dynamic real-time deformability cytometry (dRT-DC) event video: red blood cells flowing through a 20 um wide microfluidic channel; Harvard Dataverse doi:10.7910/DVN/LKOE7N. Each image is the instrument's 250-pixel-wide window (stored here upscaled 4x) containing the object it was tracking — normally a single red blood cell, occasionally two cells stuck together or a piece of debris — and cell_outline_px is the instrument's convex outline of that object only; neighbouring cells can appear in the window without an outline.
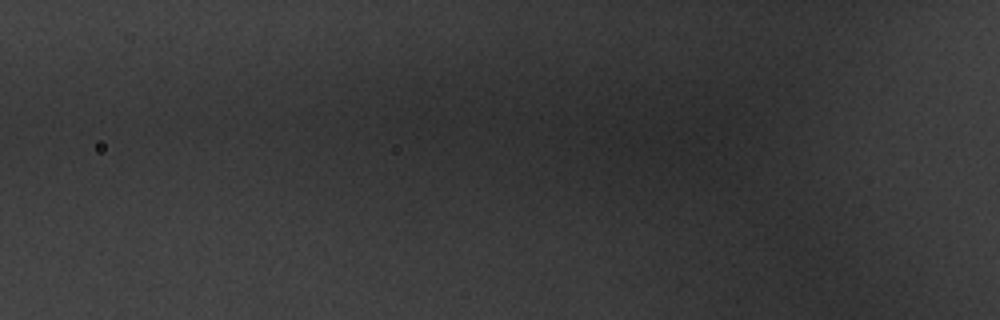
{"species": "common noctule bat (a hibernating species)", "species_latin": "Nyctalus noctula", "temperature_condition": "warm", "stored_images_in_passage": 3, "camera_frame_rate_fps": 3000, "um_per_image_px": 0.085, "animal": {"sex": "male", "body_mass_g": 20.1, "forearm_length_mm": 53.5}, "frame": {"image": 1, "passage_image": 2, "time_ms": 0.333, "image_size_px": [1000, 320], "cell_outline_px": [[768, 148], [752, 168], [704, 168], [668, 148], [664, 144], [660, 132], [720, 108], [752, 116], [760, 120], [768, 136]], "centroid_in_image_um": [61.14, 11.89], "position_along_channel_um": 64.7, "area_um2": 33.7}}